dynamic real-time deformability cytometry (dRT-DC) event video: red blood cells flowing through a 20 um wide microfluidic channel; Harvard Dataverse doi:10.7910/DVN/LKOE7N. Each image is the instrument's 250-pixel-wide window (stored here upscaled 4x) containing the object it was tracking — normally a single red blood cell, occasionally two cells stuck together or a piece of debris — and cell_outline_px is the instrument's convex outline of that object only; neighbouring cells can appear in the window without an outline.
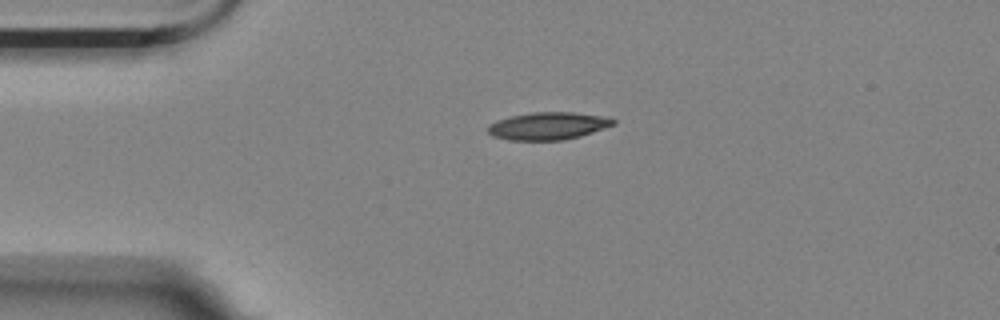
{"species": "Egyptian fruit bat (a non-hibernating species)", "species_latin": "Rousettus aegyptiacus", "temperature_condition": "room temperature", "stored_images_in_passage": 45, "camera_frame_rate_fps": 3000, "um_per_image_px": 0.085, "animal": {"sex": "female"}, "frame": {"image": 1, "passage_image": 1, "time_ms": 0.0, "image_size_px": [1000, 320], "cell_outline_px": [[616, 124], [580, 136], [564, 140], [508, 140], [492, 136], [488, 132], [488, 124], [496, 120], [512, 116], [532, 112], [572, 112], [600, 116], [616, 120]], "centroid_in_image_um": [46.55, 10.71], "position_along_channel_um": 38.5, "area_um2": 20.0}}
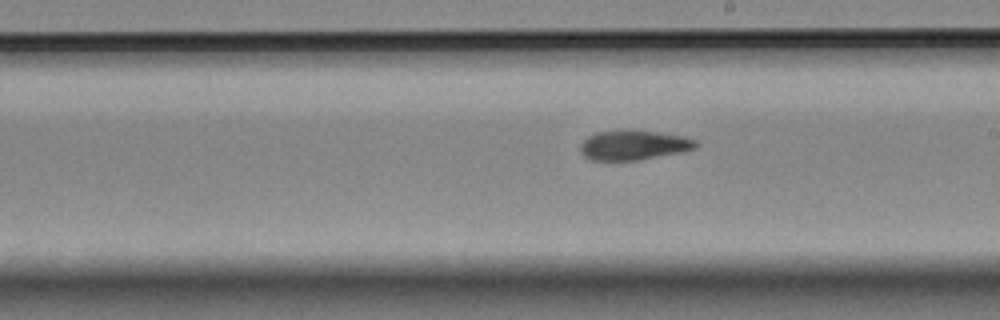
{"frame": {"image": 2, "passage_image": 20, "time_ms": 6.333, "image_size_px": [1000, 320], "cell_outline_px": [[696, 148], [680, 152], [640, 160], [592, 160], [584, 156], [580, 152], [580, 144], [588, 136], [596, 132], [652, 132], [684, 136], [696, 140]], "centroid_in_image_um": [53.84, 12.37], "position_along_channel_um": 235.2, "area_um2": 19.31}}
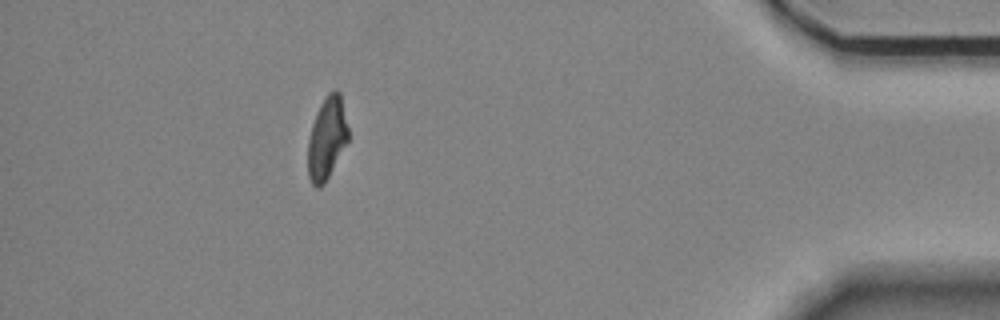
{"frame": {"image": 3, "passage_image": 39, "time_ms": 12.667, "image_size_px": [1000, 320], "cell_outline_px": [[348, 140], [324, 184], [316, 188], [312, 184], [308, 176], [308, 140], [312, 124], [320, 104], [328, 92], [336, 88], [340, 92], [348, 128]], "centroid_in_image_um": [27.78, 11.72], "position_along_channel_um": 407.4, "area_um2": 19.19}, "authors_computed_cell_mechanics": {"area_um2": 19.941, "velocity_mm_per_s": 3.5243, "shape_relaxation_time_tau1_ms": 4.875, "shape_relaxation_time_tau2_ms": 3.4189, "deformation_change_tau1": 0.1593, "deformation_change_tau2": 0.1058}}